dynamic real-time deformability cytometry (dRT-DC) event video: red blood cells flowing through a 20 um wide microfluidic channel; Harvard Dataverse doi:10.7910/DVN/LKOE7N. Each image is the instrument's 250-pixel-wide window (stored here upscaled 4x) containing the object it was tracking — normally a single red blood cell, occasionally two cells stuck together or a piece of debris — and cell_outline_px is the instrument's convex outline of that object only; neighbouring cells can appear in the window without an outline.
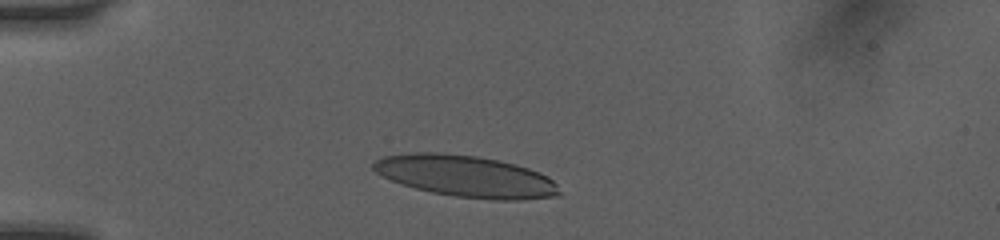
{"species": "human", "species_latin": "Homo sapiens", "temperature_condition": "room temperature", "stored_images_in_passage": 11, "camera_frame_rate_fps": 3000, "um_per_image_px": 0.085, "donor": {"sex": "female"}, "frame": {"image": 1, "passage_image": 5, "time_ms": 1.333, "image_size_px": [1000, 240], "cell_outline_px": [[560, 196], [524, 200], [492, 200], [456, 196], [432, 192], [400, 184], [380, 176], [372, 168], [372, 164], [376, 160], [384, 156], [412, 152], [440, 152], [476, 156], [500, 160], [516, 164], [540, 172], [548, 176], [556, 184], [560, 192]], "centroid_in_image_um": [39.6, 14.98], "position_along_channel_um": 45.4, "area_um2": 45.37}}